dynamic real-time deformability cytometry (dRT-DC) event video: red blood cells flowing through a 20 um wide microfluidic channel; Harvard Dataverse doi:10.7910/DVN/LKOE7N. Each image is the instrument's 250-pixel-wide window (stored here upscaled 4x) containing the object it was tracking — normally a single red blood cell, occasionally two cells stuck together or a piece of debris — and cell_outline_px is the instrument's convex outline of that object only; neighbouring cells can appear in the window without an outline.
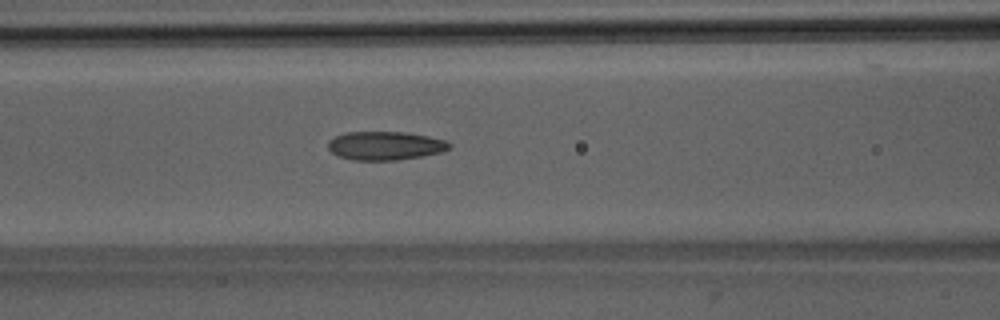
{"species": "Egyptian fruit bat (a non-hibernating species)", "species_latin": "Rousettus aegyptiacus", "temperature_condition": "room temperature", "stored_images_in_passage": 33, "camera_frame_rate_fps": 3000, "um_per_image_px": 0.085, "animal": {"sex": "male"}, "frame": {"image": 1, "passage_image": 6, "time_ms": 1.667, "image_size_px": [1000, 320], "cell_outline_px": [[452, 148], [440, 152], [420, 156], [396, 160], [352, 160], [336, 156], [328, 148], [328, 140], [336, 136], [348, 132], [404, 132], [428, 136], [448, 140], [452, 144]], "centroid_in_image_um": [32.75, 12.38], "position_along_channel_um": 133.8, "area_um2": 20.29}}
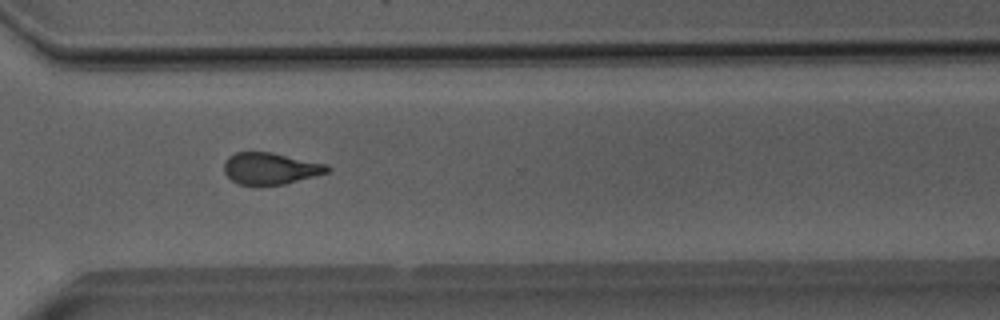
{"frame": {"image": 2, "passage_image": 22, "time_ms": 7.0, "image_size_px": [1000, 320], "cell_outline_px": [[332, 168], [328, 172], [284, 184], [240, 184], [232, 180], [224, 172], [224, 160], [228, 156], [236, 152], [272, 152], [328, 164]], "centroid_in_image_um": [22.99, 14.29], "position_along_channel_um": 347.6, "area_um2": 18.96}}
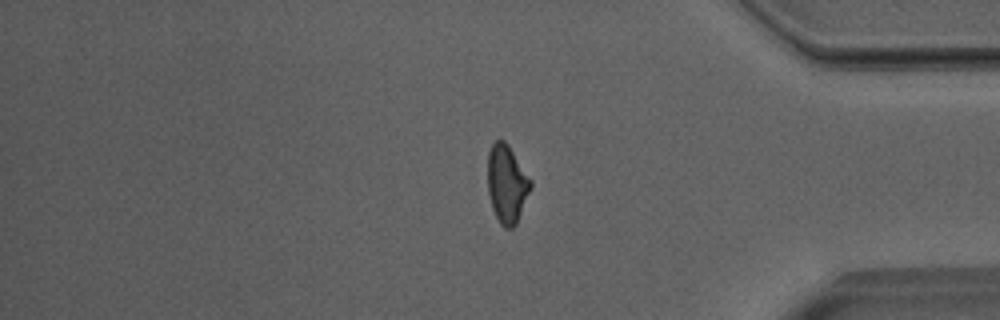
{"frame": {"image": 3, "passage_image": 27, "time_ms": 8.667, "image_size_px": [1000, 320], "cell_outline_px": [[532, 188], [516, 224], [512, 228], [504, 228], [500, 224], [492, 208], [488, 192], [488, 152], [492, 144], [496, 140], [504, 140], [508, 144], [532, 180]], "centroid_in_image_um": [43.09, 15.63], "position_along_channel_um": 392.1, "area_um2": 19.65}}